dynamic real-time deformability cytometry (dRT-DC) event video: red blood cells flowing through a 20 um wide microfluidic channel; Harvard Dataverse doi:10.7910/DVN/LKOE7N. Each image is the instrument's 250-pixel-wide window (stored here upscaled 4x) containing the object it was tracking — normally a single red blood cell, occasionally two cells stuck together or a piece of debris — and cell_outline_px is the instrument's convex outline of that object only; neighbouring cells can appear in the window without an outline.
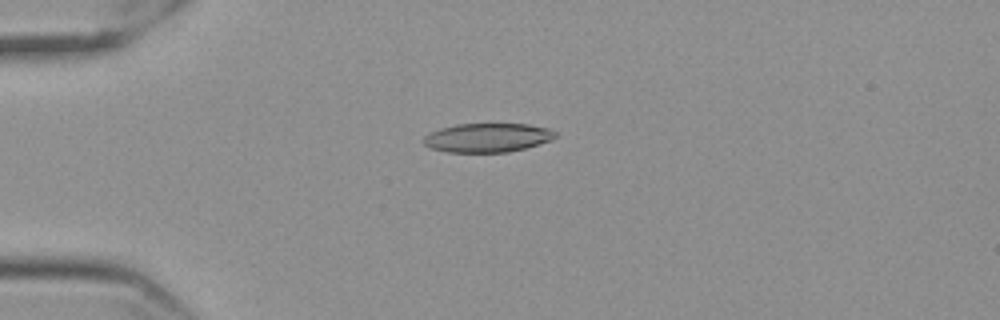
{"species": "Egyptian fruit bat (a non-hibernating species)", "species_latin": "Rousettus aegyptiacus", "temperature_condition": "cold", "stored_images_in_passage": 58, "camera_frame_rate_fps": 3000, "um_per_image_px": 0.085, "frame": {"image": 1, "passage_image": 15, "time_ms": 4.667, "image_size_px": [1000, 320], "cell_outline_px": [[556, 136], [548, 140], [524, 148], [508, 152], [448, 152], [428, 148], [420, 140], [424, 136], [440, 128], [456, 124], [528, 124], [548, 128], [556, 132]], "centroid_in_image_um": [41.36, 11.7], "position_along_channel_um": 43.6, "area_um2": 22.14}}
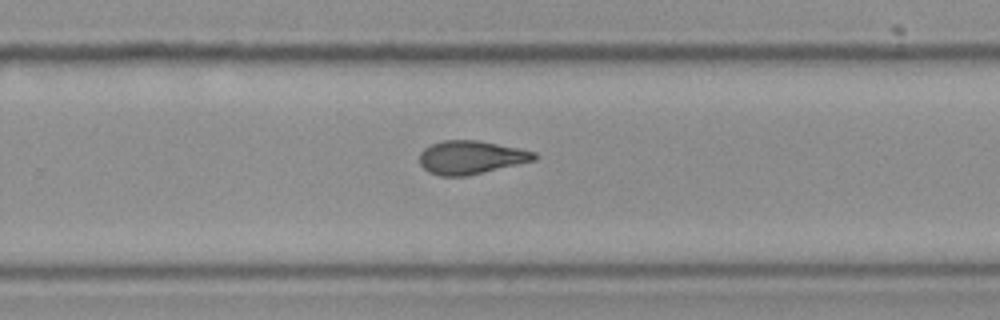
{"frame": {"image": 2, "passage_image": 38, "time_ms": 12.333, "image_size_px": [1000, 320], "cell_outline_px": [[536, 160], [484, 172], [464, 176], [440, 176], [428, 172], [420, 164], [420, 152], [424, 148], [432, 144], [444, 140], [476, 140], [536, 152]], "centroid_in_image_um": [40.0, 13.38], "position_along_channel_um": 289.8, "area_um2": 22.08}}
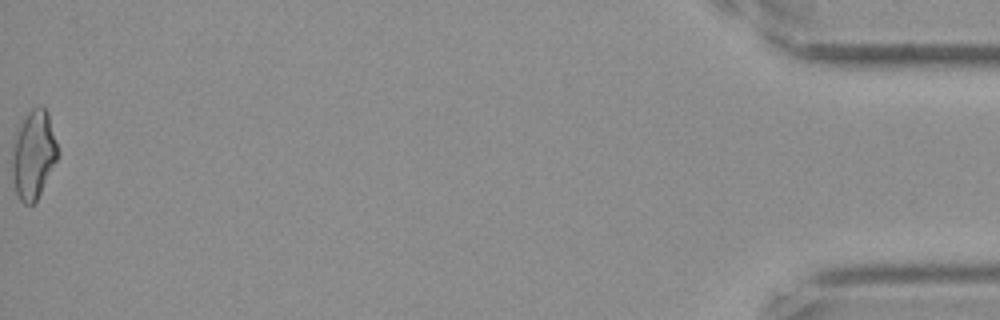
{"frame": {"image": 3, "passage_image": 58, "time_ms": 19.0, "image_size_px": [1000, 320], "cell_outline_px": [[60, 152], [36, 200], [32, 204], [24, 204], [20, 200], [16, 192], [12, 176], [12, 140], [16, 128], [28, 112], [32, 108], [40, 104], [48, 112]], "centroid_in_image_um": [2.83, 13.08], "position_along_channel_um": 432.4, "area_um2": 23.7}, "authors_computed_cell_mechanics": {"area_um2": 22.3686, "velocity_mm_per_s": 3.5553, "shape_relaxation_time_tau1_ms": null, "shape_relaxation_time_tau2_ms": 3.8808, "deformation_change_tau1": null, "deformation_change_tau2": 0.1087}}